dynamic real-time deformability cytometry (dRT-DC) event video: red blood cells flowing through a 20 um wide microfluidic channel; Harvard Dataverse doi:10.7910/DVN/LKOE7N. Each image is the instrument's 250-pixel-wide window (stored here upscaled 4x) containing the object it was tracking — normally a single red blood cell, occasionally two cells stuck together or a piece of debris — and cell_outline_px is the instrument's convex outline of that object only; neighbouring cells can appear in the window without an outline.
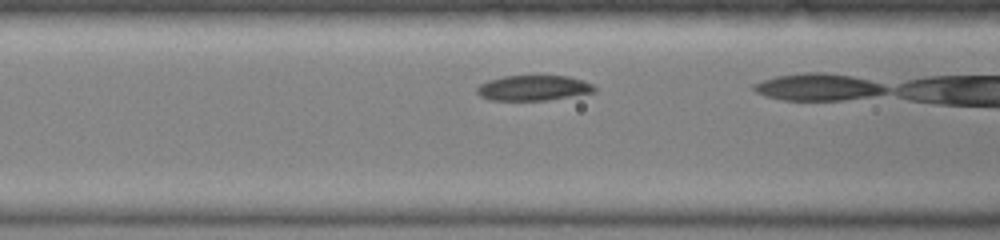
{"species": "common noctule bat (a hibernating species)", "species_latin": "Nyctalus noctula", "temperature_condition": "warm", "stored_images_in_passage": 6, "camera_frame_rate_fps": 3000, "um_per_image_px": 0.085, "animal": {"sex": "female", "body_mass_g": 19.0, "forearm_length_mm": 51.5}, "frame": {"image": 1, "passage_image": 4, "time_ms": 1.0, "image_size_px": [1000, 240], "cell_outline_px": [[596, 92], [548, 100], [488, 100], [480, 96], [476, 92], [476, 88], [480, 84], [488, 80], [504, 76], [568, 76], [584, 80], [592, 84], [596, 88]], "centroid_in_image_um": [45.34, 7.48], "position_along_channel_um": 121.3, "area_um2": 17.4}}